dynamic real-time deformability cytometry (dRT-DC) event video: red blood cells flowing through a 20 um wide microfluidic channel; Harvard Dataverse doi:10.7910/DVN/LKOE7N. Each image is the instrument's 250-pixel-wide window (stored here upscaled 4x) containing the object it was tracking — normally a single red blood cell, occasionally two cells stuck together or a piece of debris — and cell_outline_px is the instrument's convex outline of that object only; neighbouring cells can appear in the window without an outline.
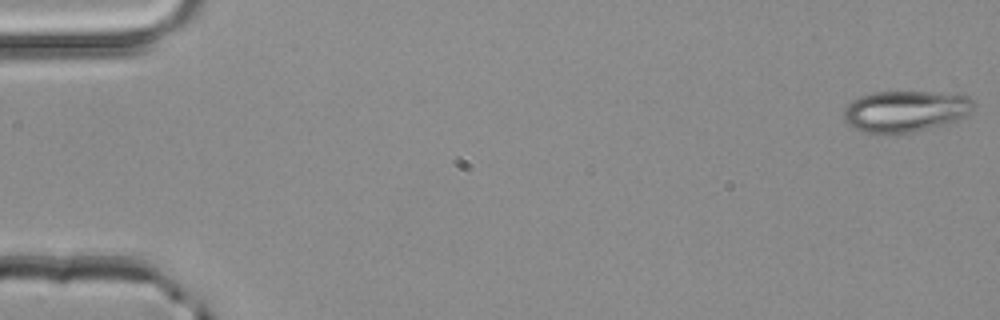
{"species": "common noctule bat (a hibernating species)", "species_latin": "Nyctalus noctula", "temperature_condition": "room temperature", "stored_images_in_passage": 4, "camera_frame_rate_fps": 3000, "um_per_image_px": 0.085, "animal": {"sex": "male", "body_mass_g": 20.4}, "frame": {"image": 1, "passage_image": 1, "time_ms": 0.0, "image_size_px": [1000, 320], "cell_outline_px": [[976, 104], [972, 112], [968, 116], [960, 120], [912, 132], [876, 136], [860, 132], [848, 124], [844, 120], [844, 108], [852, 100], [860, 96], [876, 92], [928, 92], [968, 96]], "centroid_in_image_um": [76.94, 9.49], "position_along_channel_um": 8.1, "area_um2": 31.85}}